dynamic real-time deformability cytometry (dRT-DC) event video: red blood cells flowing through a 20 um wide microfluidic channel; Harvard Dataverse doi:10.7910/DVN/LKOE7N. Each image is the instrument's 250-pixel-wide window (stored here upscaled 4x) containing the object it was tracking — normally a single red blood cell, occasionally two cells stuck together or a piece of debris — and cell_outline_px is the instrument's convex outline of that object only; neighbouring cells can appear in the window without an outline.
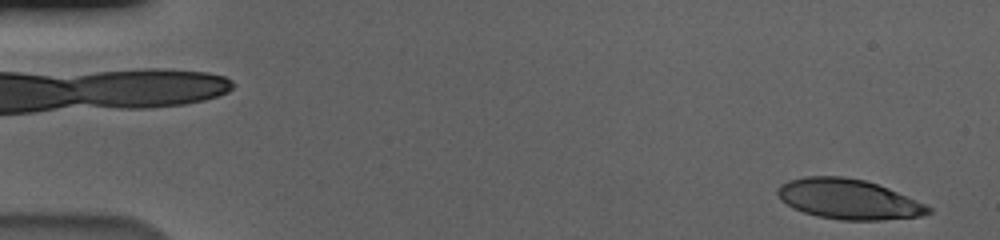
{"species": "human", "species_latin": "Homo sapiens", "temperature_condition": "cold", "stored_images_in_passage": 57, "camera_frame_rate_fps": 3000, "um_per_image_px": 0.085, "donor": {"sex": "male"}, "frame": {"image": 1, "passage_image": 2, "time_ms": 0.333, "image_size_px": [1000, 240], "cell_outline_px": [[932, 212], [920, 216], [880, 220], [840, 220], [816, 216], [792, 208], [780, 200], [776, 192], [776, 188], [780, 184], [788, 180], [804, 176], [844, 176], [864, 180], [888, 188], [924, 204], [932, 208]], "centroid_in_image_um": [72.05, 16.92], "position_along_channel_um": 12.9, "area_um2": 35.2}}
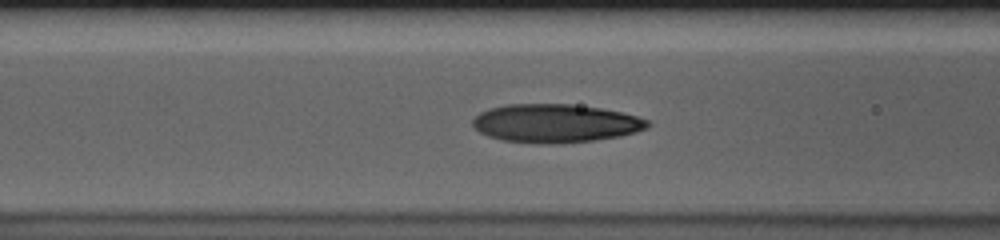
{"frame": {"image": 2, "passage_image": 23, "time_ms": 7.333, "image_size_px": [1000, 240], "cell_outline_px": [[648, 128], [636, 132], [620, 136], [592, 140], [556, 144], [548, 144], [504, 140], [488, 136], [480, 132], [472, 124], [472, 120], [480, 112], [488, 108], [508, 104], [572, 104], [600, 108], [620, 112], [636, 116], [648, 120]], "centroid_in_image_um": [47.19, 10.47], "position_along_channel_um": 119.4, "area_um2": 38.96}}
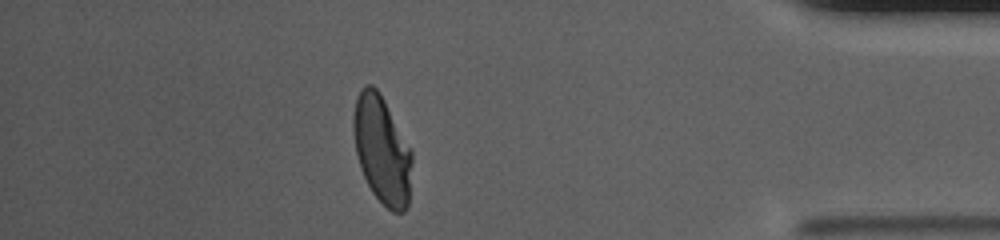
{"frame": {"image": 3, "passage_image": 50, "time_ms": 16.333, "image_size_px": [1000, 240], "cell_outline_px": [[412, 164], [408, 208], [404, 212], [392, 212], [372, 192], [360, 168], [356, 152], [352, 128], [352, 116], [356, 100], [364, 84], [372, 84], [380, 92], [412, 148]], "centroid_in_image_um": [32.48, 12.72], "position_along_channel_um": 402.7, "area_um2": 37.17}, "authors_computed_cell_mechanics": {"area_um2": 37.2232, "velocity_mm_per_s": 3.579, "shape_relaxation_time_tau1_ms": 4.3857, "shape_relaxation_time_tau2_ms": 1.2678, "deformation_change_tau1": 0.1964, "deformation_change_tau2": 0.0694}}